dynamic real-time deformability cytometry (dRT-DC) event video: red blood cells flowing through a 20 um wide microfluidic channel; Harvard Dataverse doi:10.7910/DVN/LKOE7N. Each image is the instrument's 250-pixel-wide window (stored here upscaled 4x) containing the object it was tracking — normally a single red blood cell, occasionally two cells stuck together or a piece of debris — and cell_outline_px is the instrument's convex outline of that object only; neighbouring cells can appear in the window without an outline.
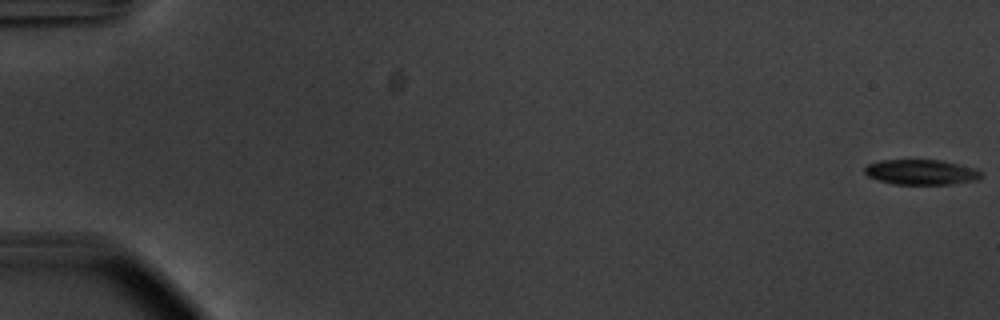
{"species": "common noctule bat (a hibernating species)", "species_latin": "Nyctalus noctula", "temperature_condition": "warm", "stored_images_in_passage": 57, "segment_of_instrument_passage": [1, 2], "camera_frame_rate_fps": 3000, "um_per_image_px": 0.085, "animal": {"sex": "male", "body_mass_g": 20.1, "forearm_length_mm": 53.5}, "frame": {"image": 1, "passage_image": 1, "time_ms": 0.0, "image_size_px": [1000, 320], "cell_outline_px": [[980, 176], [976, 180], [952, 184], [892, 184], [876, 180], [868, 176], [864, 172], [864, 168], [868, 164], [880, 160], [944, 160], [976, 168], [980, 172]], "centroid_in_image_um": [78.27, 14.63], "position_along_channel_um": 6.7, "area_um2": 17.17}}
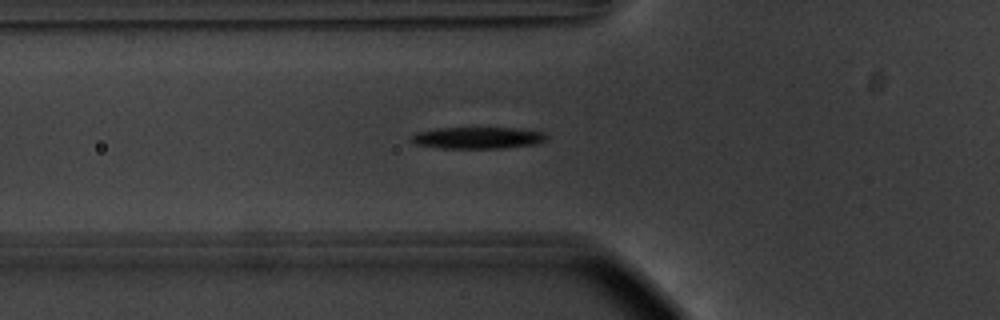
{"frame": {"image": 2, "passage_image": 21, "time_ms": 6.667, "image_size_px": [1000, 320], "cell_outline_px": [[548, 136], [544, 140], [536, 144], [504, 148], [440, 148], [416, 144], [408, 140], [416, 132], [436, 128], [516, 128], [544, 132]], "centroid_in_image_um": [40.58, 11.71], "position_along_channel_um": 85.2, "area_um2": 17.11}}
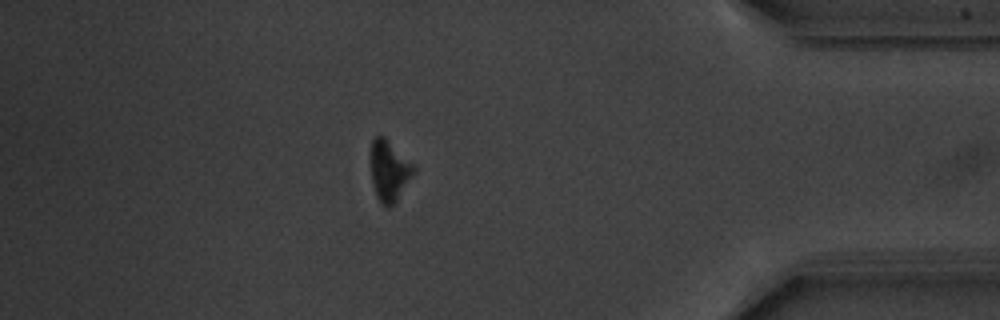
{"frame": {"image": 3, "passage_image": 49, "time_ms": 16.0, "image_size_px": [1000, 320], "cell_outline_px": [[416, 168], [396, 200], [388, 208], [376, 196], [372, 180], [372, 140], [380, 132]], "centroid_in_image_um": [33.06, 14.47], "position_along_channel_um": 402.1, "area_um2": 14.45}}